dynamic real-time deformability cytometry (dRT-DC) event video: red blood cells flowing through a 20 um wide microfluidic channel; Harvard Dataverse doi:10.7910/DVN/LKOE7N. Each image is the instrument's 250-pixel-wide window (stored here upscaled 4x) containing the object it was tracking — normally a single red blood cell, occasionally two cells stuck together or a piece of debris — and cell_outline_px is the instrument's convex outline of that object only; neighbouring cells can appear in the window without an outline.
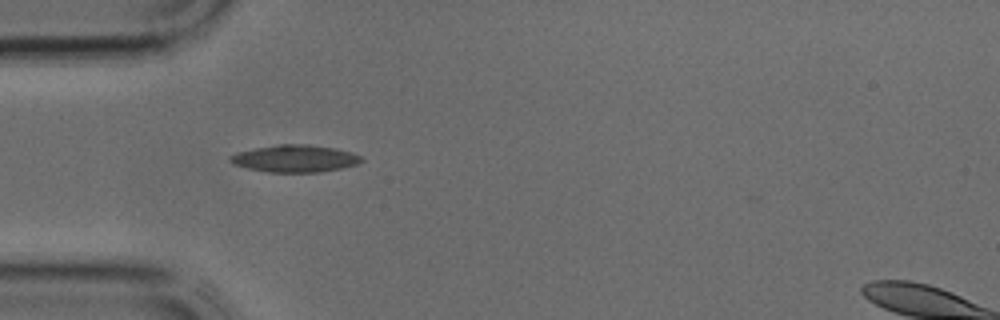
{"species": "common noctule bat (a hibernating species)", "species_latin": "Nyctalus noctula", "temperature_condition": "cold", "stored_images_in_passage": 27, "camera_frame_rate_fps": 3000, "um_per_image_px": 0.085, "animal": {"sex": "male", "body_mass_g": 17.9, "forearm_length_mm": 54.2}, "frame": {"image": 1, "passage_image": 1, "time_ms": 0.0, "image_size_px": [1000, 320], "cell_outline_px": [[364, 160], [356, 164], [340, 168], [320, 172], [268, 172], [248, 168], [232, 164], [228, 160], [228, 156], [236, 152], [256, 148], [280, 144], [308, 144], [336, 148], [352, 152], [360, 156]], "centroid_in_image_um": [25.04, 13.47], "position_along_channel_um": 60.0, "area_um2": 20.81}}
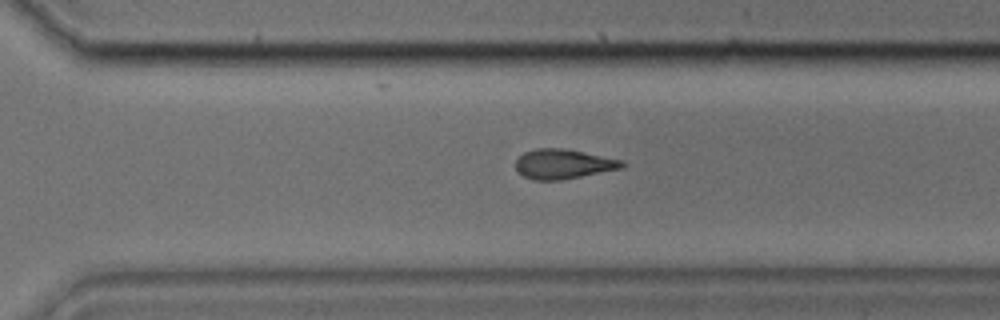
{"frame": {"image": 2, "passage_image": 16, "time_ms": 5.0, "image_size_px": [1000, 320], "cell_outline_px": [[628, 164], [624, 168], [560, 180], [532, 180], [524, 176], [516, 168], [516, 160], [524, 152], [536, 148], [564, 148], [624, 160]], "centroid_in_image_um": [47.93, 13.93], "position_along_channel_um": 322.7, "area_um2": 18.5}}
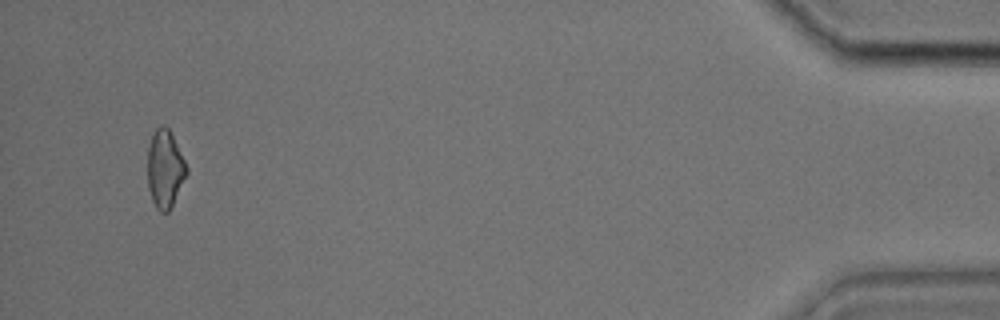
{"frame": {"image": 3, "passage_image": 26, "time_ms": 8.333, "image_size_px": [1000, 320], "cell_outline_px": [[188, 172], [168, 212], [160, 212], [156, 208], [152, 200], [148, 188], [148, 148], [152, 136], [156, 128], [160, 124], [164, 124], [168, 128], [188, 168]], "centroid_in_image_um": [14.01, 14.35], "position_along_channel_um": 421.2, "area_um2": 17.4}}